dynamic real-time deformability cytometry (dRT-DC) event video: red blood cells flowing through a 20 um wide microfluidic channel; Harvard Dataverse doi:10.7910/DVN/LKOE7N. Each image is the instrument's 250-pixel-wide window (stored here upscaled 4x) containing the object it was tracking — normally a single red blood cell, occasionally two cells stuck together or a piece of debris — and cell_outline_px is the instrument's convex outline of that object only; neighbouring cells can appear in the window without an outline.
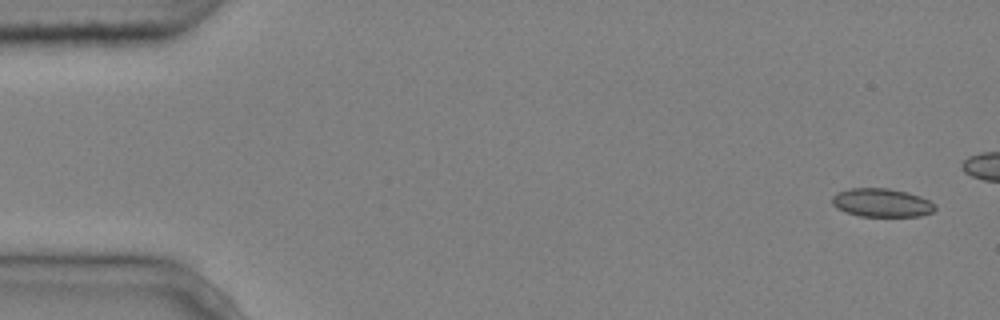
{"species": "common noctule bat (a hibernating species)", "species_latin": "Nyctalus noctula", "temperature_condition": "cold", "stored_images_in_passage": 5, "camera_frame_rate_fps": 3000, "um_per_image_px": 0.085, "animal": {"sex": "male", "body_mass_g": 20.4}, "frame": {"image": 1, "passage_image": 1, "time_ms": 0.0, "image_size_px": [1000, 320], "cell_outline_px": [[936, 208], [932, 212], [920, 216], [860, 216], [836, 208], [832, 204], [832, 196], [836, 192], [852, 188], [888, 188], [908, 192], [920, 196], [936, 204]], "centroid_in_image_um": [74.95, 17.22], "position_along_channel_um": 10.1, "area_um2": 17.11}}
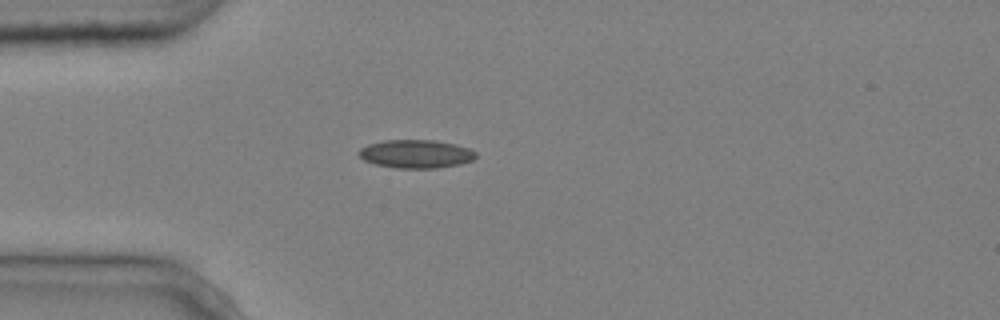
{"frame": {"image": 2, "passage_image": 5, "time_ms": 1.333, "image_size_px": [1000, 320], "cell_outline_px": [[476, 156], [472, 160], [460, 164], [436, 168], [396, 168], [376, 164], [364, 160], [360, 156], [360, 148], [368, 144], [384, 140], [436, 140], [456, 144], [468, 148], [476, 152]], "centroid_in_image_um": [35.37, 13.08], "position_along_channel_um": 49.6, "area_um2": 19.25}}